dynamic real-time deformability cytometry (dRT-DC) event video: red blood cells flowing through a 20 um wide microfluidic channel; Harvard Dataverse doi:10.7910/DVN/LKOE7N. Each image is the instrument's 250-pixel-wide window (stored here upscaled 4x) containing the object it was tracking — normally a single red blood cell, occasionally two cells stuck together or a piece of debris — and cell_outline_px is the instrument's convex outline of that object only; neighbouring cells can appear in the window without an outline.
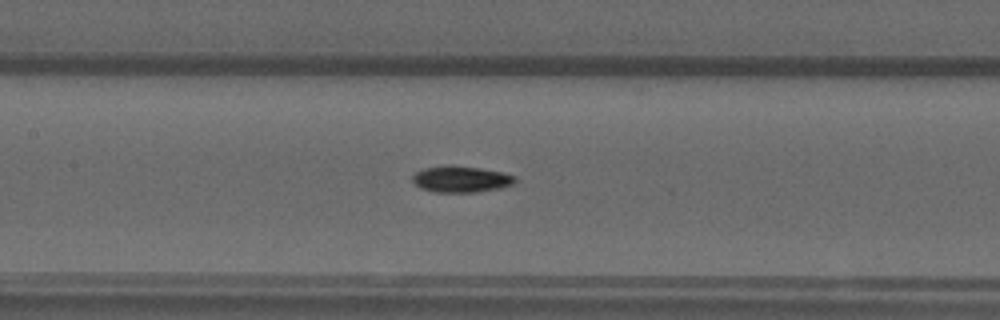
{"species": "common noctule bat (a hibernating species)", "species_latin": "Nyctalus noctula", "temperature_condition": "warm", "stored_images_in_passage": 49, "camera_frame_rate_fps": 3000, "um_per_image_px": 0.085, "animal": {"sex": "male", "forearm_length_mm": 52.5}, "frame": {"image": 1, "passage_image": 21, "time_ms": 6.667, "image_size_px": [1000, 320], "cell_outline_px": [[516, 180], [512, 184], [500, 188], [476, 192], [436, 192], [420, 188], [412, 180], [412, 176], [416, 172], [424, 168], [480, 168], [504, 172], [516, 176]], "centroid_in_image_um": [39.23, 15.27], "position_along_channel_um": 168.2, "area_um2": 15.03}}
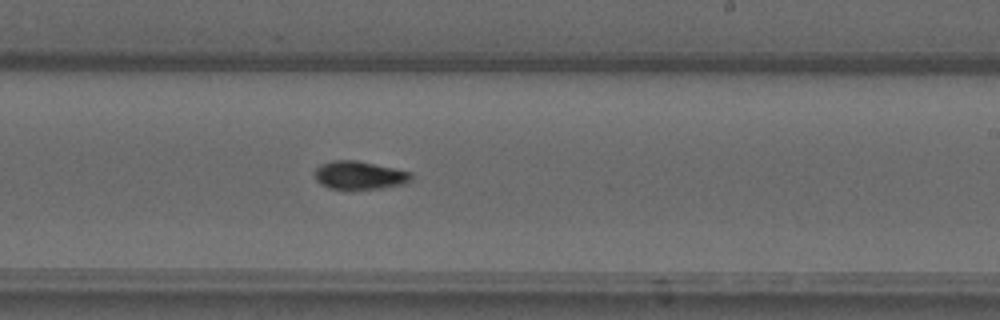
{"frame": {"image": 2, "passage_image": 28, "time_ms": 9.0, "image_size_px": [1000, 320], "cell_outline_px": [[412, 180], [404, 184], [380, 188], [328, 188], [320, 184], [316, 180], [316, 168], [320, 164], [332, 160], [356, 160], [412, 172]], "centroid_in_image_um": [30.56, 14.88], "position_along_channel_um": 258.4, "area_um2": 15.66}}
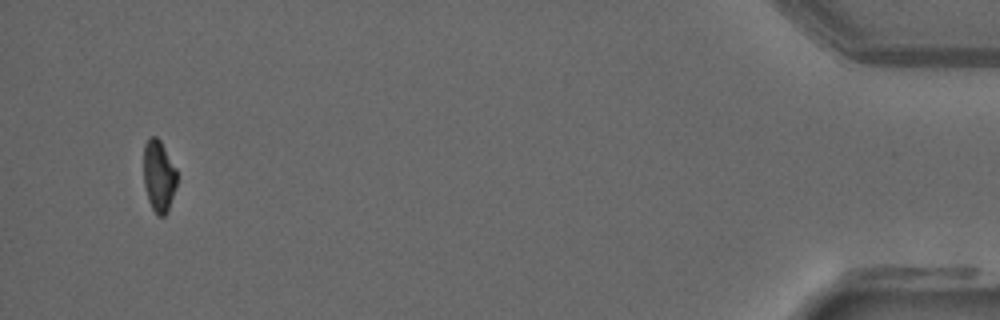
{"frame": {"image": 3, "passage_image": 47, "time_ms": 15.333, "image_size_px": [1000, 320], "cell_outline_px": [[176, 188], [168, 208], [164, 216], [156, 216], [148, 200], [144, 184], [144, 144], [148, 136], [156, 136], [160, 140], [176, 168]], "centroid_in_image_um": [13.48, 14.94], "position_along_channel_um": 421.7, "area_um2": 13.93}, "authors_computed_cell_mechanics": {"area_um2": 15.2592, "velocity_mm_per_s": 3.8874, "shape_relaxation_time_tau1_ms": null, "shape_relaxation_time_tau2_ms": 6.6456, "deformation_change_tau1": null, "deformation_change_tau2": 0.119}}